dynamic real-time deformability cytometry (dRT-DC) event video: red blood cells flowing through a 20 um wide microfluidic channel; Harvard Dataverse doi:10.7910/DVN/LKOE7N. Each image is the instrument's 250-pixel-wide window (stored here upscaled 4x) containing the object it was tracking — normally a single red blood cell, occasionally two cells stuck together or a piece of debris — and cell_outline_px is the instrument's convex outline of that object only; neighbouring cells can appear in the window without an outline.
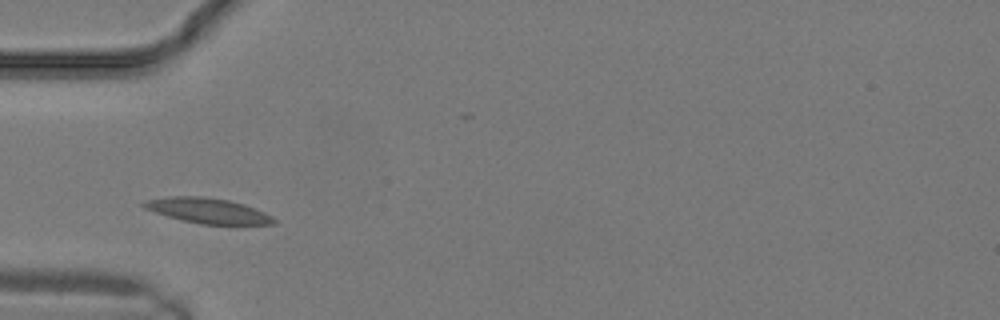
{"species": "common noctule bat (a hibernating species)", "species_latin": "Nyctalus noctula", "temperature_condition": "warm", "stored_images_in_passage": 7, "camera_frame_rate_fps": 3000, "um_per_image_px": 0.085, "animal": {"sex": "male", "body_mass_g": 19.2, "forearm_length_mm": 51.8}, "frame": {"image": 1, "passage_image": 1, "time_ms": 0.0, "image_size_px": [1000, 320], "cell_outline_px": [[276, 224], [200, 224], [180, 220], [144, 208], [140, 204], [144, 200], [172, 196], [204, 196], [228, 200], [244, 204], [264, 212], [272, 216], [276, 220]], "centroid_in_image_um": [17.65, 17.9], "position_along_channel_um": 67.4, "area_um2": 19.07}}
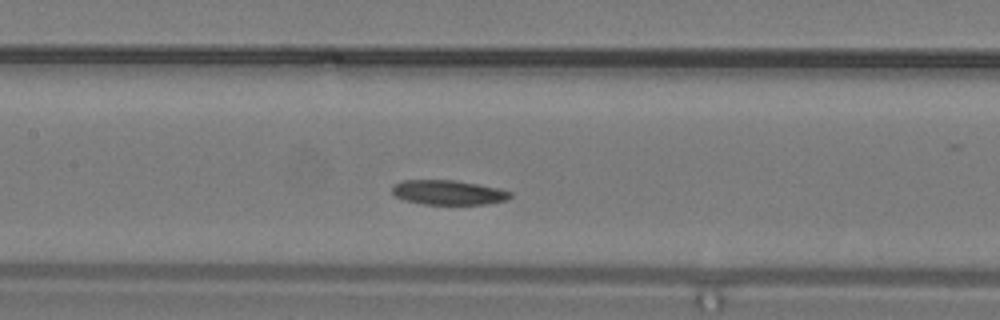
{"frame": {"image": 2, "passage_image": 5, "time_ms": 1.333, "image_size_px": [1000, 320], "cell_outline_px": [[512, 196], [508, 200], [484, 204], [424, 204], [404, 200], [396, 196], [392, 192], [392, 188], [396, 184], [404, 180], [452, 180], [476, 184], [496, 188], [512, 192]], "centroid_in_image_um": [38.11, 16.36], "position_along_channel_um": 169.3, "area_um2": 16.7}}
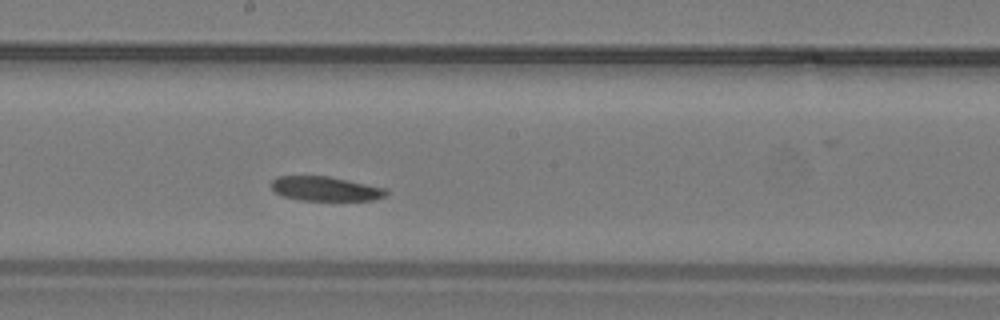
{"frame": {"image": 3, "passage_image": 7, "time_ms": 2.0, "image_size_px": [1000, 320], "cell_outline_px": [[388, 196], [372, 200], [300, 200], [284, 196], [276, 192], [272, 188], [272, 180], [276, 176], [328, 176], [388, 188]], "centroid_in_image_um": [27.71, 16.04], "position_along_channel_um": 220.5, "area_um2": 16.36}}